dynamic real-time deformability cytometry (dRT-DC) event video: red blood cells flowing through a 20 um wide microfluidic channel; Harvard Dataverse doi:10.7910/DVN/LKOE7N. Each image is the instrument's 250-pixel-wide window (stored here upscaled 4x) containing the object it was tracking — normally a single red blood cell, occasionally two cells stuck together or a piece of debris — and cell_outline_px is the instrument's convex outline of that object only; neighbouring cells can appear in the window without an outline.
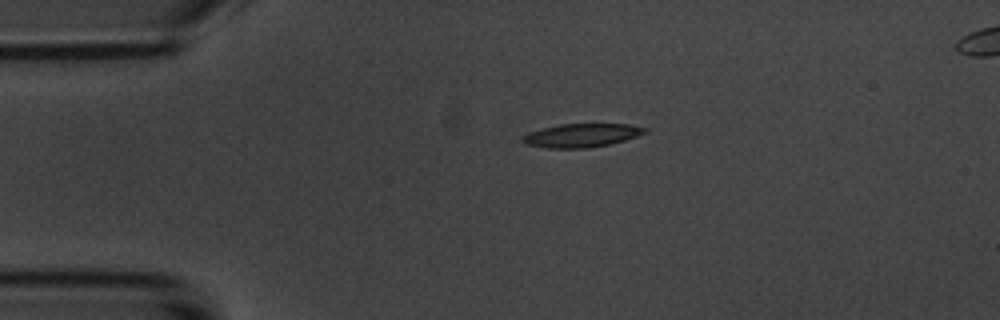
{"species": "common noctule bat (a hibernating species)", "species_latin": "Nyctalus noctula", "temperature_condition": "room temperature", "stored_images_in_passage": 4, "camera_frame_rate_fps": 3000, "um_per_image_px": 0.085, "animal": {"sex": "male", "body_mass_g": 20.1, "forearm_length_mm": 53.5}, "frame": {"image": 1, "passage_image": 3, "time_ms": 3.333, "image_size_px": [1000, 320], "cell_outline_px": [[644, 132], [636, 136], [624, 140], [608, 144], [588, 148], [548, 148], [524, 144], [520, 140], [528, 132], [560, 124], [628, 124], [644, 128]], "centroid_in_image_um": [49.35, 11.51], "position_along_channel_um": 35.7, "area_um2": 16.47}}